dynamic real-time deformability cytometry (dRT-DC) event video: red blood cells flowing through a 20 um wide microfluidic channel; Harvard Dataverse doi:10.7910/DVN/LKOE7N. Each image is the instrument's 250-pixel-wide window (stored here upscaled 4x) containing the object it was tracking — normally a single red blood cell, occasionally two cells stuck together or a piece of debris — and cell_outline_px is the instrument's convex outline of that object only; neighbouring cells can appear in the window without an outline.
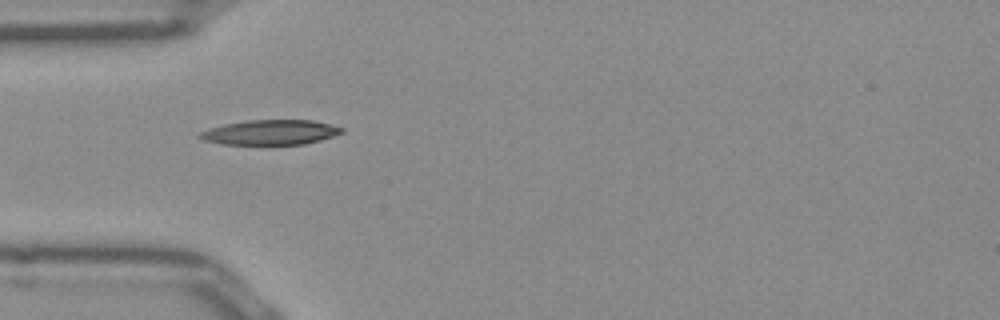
{"species": "Egyptian fruit bat (a non-hibernating species)", "species_latin": "Rousettus aegyptiacus", "temperature_condition": "room temperature", "stored_images_in_passage": 37, "camera_frame_rate_fps": 3000, "um_per_image_px": 0.085, "frame": {"image": 1, "passage_image": 1, "time_ms": 0.0, "image_size_px": [1000, 320], "cell_outline_px": [[344, 132], [320, 140], [304, 144], [220, 144], [204, 140], [196, 136], [200, 132], [208, 128], [224, 124], [248, 120], [312, 120], [332, 124], [344, 128]], "centroid_in_image_um": [22.98, 11.24], "position_along_channel_um": 62.0, "area_um2": 20.63}}
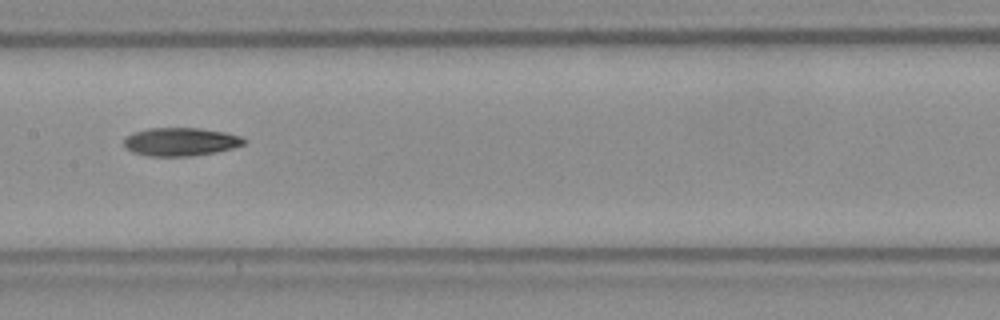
{"frame": {"image": 2, "passage_image": 11, "time_ms": 3.333, "image_size_px": [1000, 320], "cell_outline_px": [[248, 140], [244, 144], [232, 148], [216, 152], [188, 156], [148, 156], [132, 152], [124, 144], [124, 136], [132, 132], [148, 128], [200, 128], [224, 132], [240, 136]], "centroid_in_image_um": [15.33, 12.04], "position_along_channel_um": 192.1, "area_um2": 19.83}}
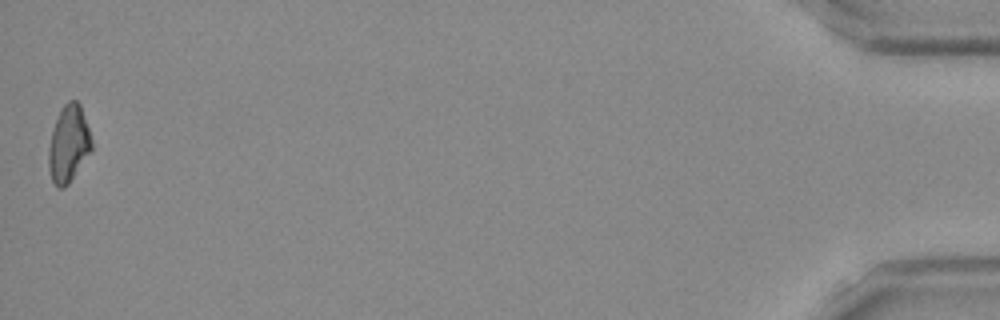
{"frame": {"image": 3, "passage_image": 37, "time_ms": 12.0, "image_size_px": [1000, 320], "cell_outline_px": [[92, 148], [68, 184], [64, 188], [56, 188], [52, 180], [48, 168], [48, 148], [52, 132], [60, 108], [68, 100], [76, 100], [80, 104], [92, 140]], "centroid_in_image_um": [5.81, 12.23], "position_along_channel_um": 429.4, "area_um2": 19.07}, "authors_computed_cell_mechanics": {"area_um2": 19.363, "velocity_mm_per_s": 3.8999, "shape_relaxation_time_tau1_ms": 10.177, "shape_relaxation_time_tau2_ms": null, "deformation_change_tau1": 0.2404, "deformation_change_tau2": null}}